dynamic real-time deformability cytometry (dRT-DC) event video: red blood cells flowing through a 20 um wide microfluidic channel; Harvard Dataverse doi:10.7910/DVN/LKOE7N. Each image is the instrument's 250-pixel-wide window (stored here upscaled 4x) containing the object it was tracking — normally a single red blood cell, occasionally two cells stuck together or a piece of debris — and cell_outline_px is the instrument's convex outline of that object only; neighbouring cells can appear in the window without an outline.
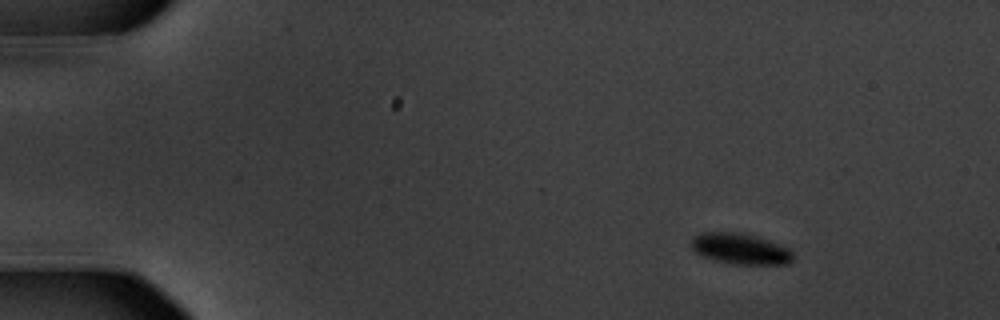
{"species": "common noctule bat (a hibernating species)", "species_latin": "Nyctalus noctula", "temperature_condition": "warm", "stored_images_in_passage": 54, "camera_frame_rate_fps": 3000, "um_per_image_px": 0.085, "animal": {"sex": "male", "body_mass_g": 20.1, "forearm_length_mm": 53.5}, "frame": {"image": 1, "passage_image": 4, "time_ms": 1.0, "image_size_px": [1000, 320], "cell_outline_px": [[792, 260], [788, 264], [732, 264], [700, 256], [688, 244], [692, 236], [700, 232], [740, 232], [756, 236], [788, 248], [792, 252]], "centroid_in_image_um": [62.84, 21.13], "position_along_channel_um": 22.2, "area_um2": 18.44}}
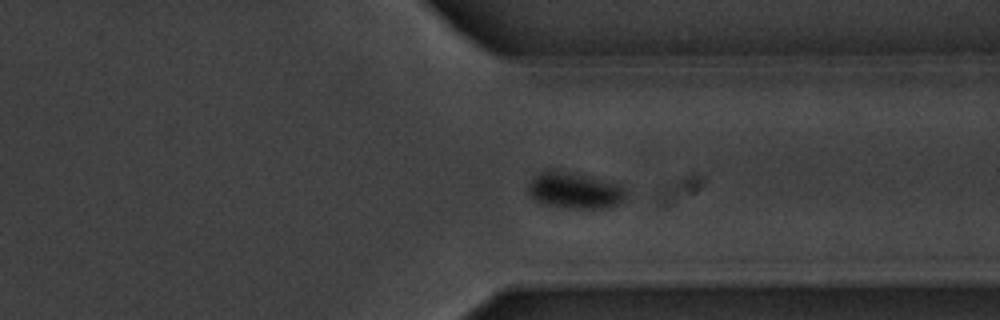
{"frame": {"image": 2, "passage_image": 41, "time_ms": 13.333, "image_size_px": [1000, 320], "cell_outline_px": [[628, 196], [620, 204], [608, 208], [568, 208], [544, 204], [532, 200], [528, 192], [528, 188], [532, 180], [540, 172], [564, 172], [588, 176], [616, 184], [624, 188]], "centroid_in_image_um": [48.88, 16.24], "position_along_channel_um": 362.5, "area_um2": 20.23}}
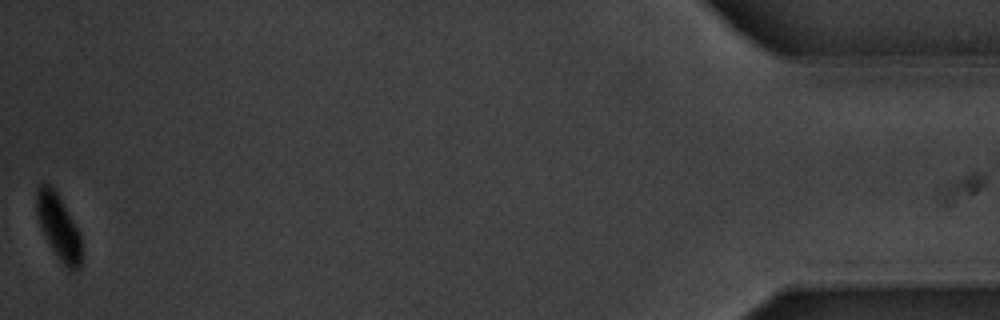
{"frame": {"image": 3, "passage_image": 54, "time_ms": 17.667, "image_size_px": [1000, 320], "cell_outline_px": [[80, 268], [76, 272], [68, 272], [44, 236], [36, 212], [36, 192], [40, 184], [48, 184], [56, 192], [80, 232]], "centroid_in_image_um": [4.98, 19.34], "position_along_channel_um": 430.2, "area_um2": 16.82}, "authors_computed_cell_mechanics": {"area_um2": 20.2011, "velocity_mm_per_s": 3.5595, "shape_relaxation_time_tau1_ms": 1.6412, "shape_relaxation_time_tau2_ms": null, "deformation_change_tau1": 0.1208, "deformation_change_tau2": null}}